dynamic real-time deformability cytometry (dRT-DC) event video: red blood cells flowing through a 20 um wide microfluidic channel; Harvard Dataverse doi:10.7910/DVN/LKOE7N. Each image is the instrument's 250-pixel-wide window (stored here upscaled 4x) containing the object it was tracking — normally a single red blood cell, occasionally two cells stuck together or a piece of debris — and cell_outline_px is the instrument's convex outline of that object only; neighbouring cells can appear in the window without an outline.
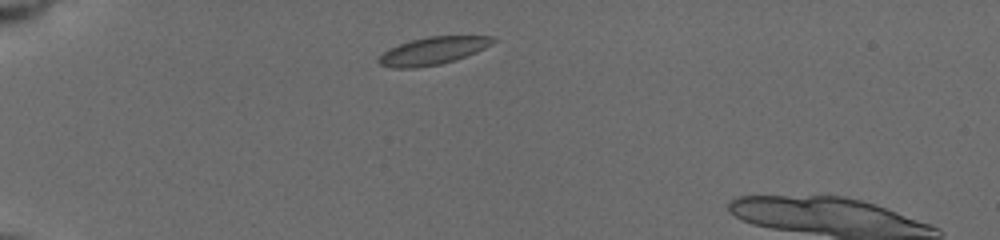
{"species": "common noctule bat (a hibernating species)", "species_latin": "Nyctalus noctula", "temperature_condition": "cold", "stored_images_in_passage": 14, "camera_frame_rate_fps": 3000, "um_per_image_px": 0.085, "animal": {"sex": "female", "body_mass_g": 19.5, "forearm_length_mm": 54.1}, "frame": {"image": 1, "passage_image": 1, "time_ms": 0.0, "image_size_px": [1000, 240], "cell_outline_px": [[496, 40], [492, 44], [476, 52], [456, 60], [440, 64], [412, 68], [392, 68], [380, 64], [376, 60], [384, 52], [400, 44], [412, 40], [428, 36], [492, 36]], "centroid_in_image_um": [36.81, 4.32], "position_along_channel_um": 48.2, "area_um2": 18.15}}
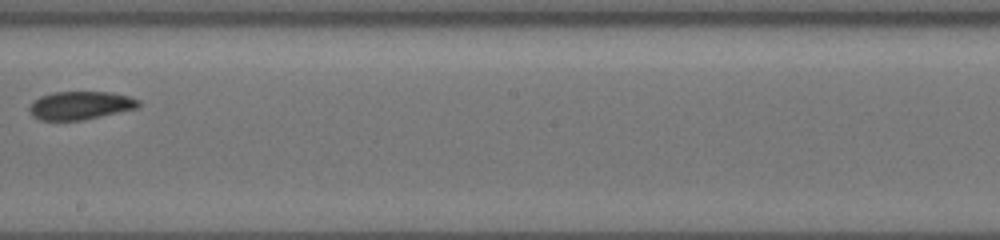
{"frame": {"image": 2, "passage_image": 7, "time_ms": 6.0, "image_size_px": [1000, 240], "cell_outline_px": [[140, 104], [136, 108], [84, 120], [40, 120], [32, 116], [28, 108], [40, 96], [52, 92], [112, 92], [128, 96], [140, 100]], "centroid_in_image_um": [6.83, 8.96], "position_along_channel_um": 241.4, "area_um2": 17.86}}
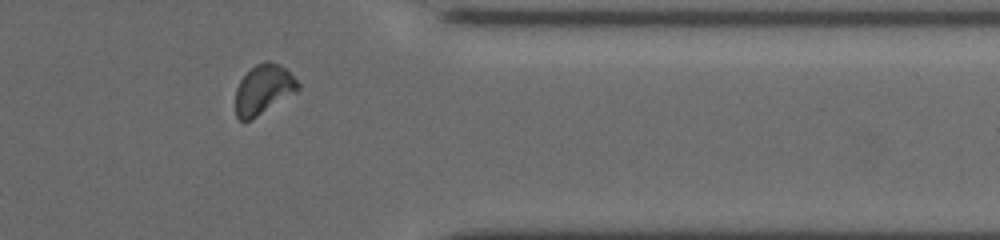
{"frame": {"image": 3, "passage_image": 11, "time_ms": 10.0, "image_size_px": [1000, 240], "cell_outline_px": [[300, 88], [296, 92], [252, 120], [240, 120], [236, 116], [236, 88], [240, 80], [256, 64], [268, 60], [280, 64], [288, 68], [300, 84]], "centroid_in_image_um": [22.43, 7.59], "position_along_channel_um": 389.0, "area_um2": 18.21}}